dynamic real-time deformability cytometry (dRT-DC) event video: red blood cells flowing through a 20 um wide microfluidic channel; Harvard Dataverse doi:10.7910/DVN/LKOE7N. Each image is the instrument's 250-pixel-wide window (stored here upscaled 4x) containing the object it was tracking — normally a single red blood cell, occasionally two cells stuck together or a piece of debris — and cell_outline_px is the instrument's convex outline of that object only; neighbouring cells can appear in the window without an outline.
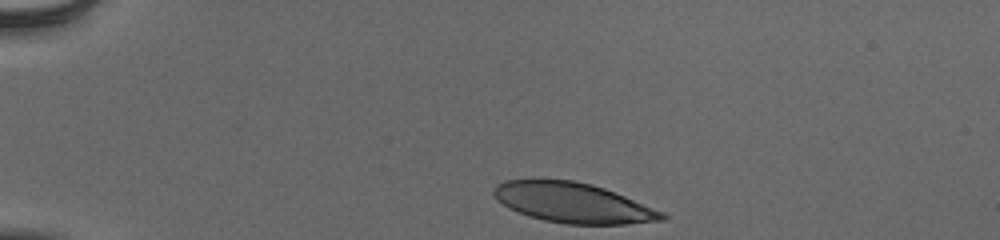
{"species": "human", "species_latin": "Homo sapiens", "temperature_condition": "cold", "stored_images_in_passage": 36, "camera_frame_rate_fps": 3000, "um_per_image_px": 0.085, "donor": {"sex": "male"}, "frame": {"image": 1, "passage_image": 1, "time_ms": 0.0, "image_size_px": [1000, 240], "cell_outline_px": [[668, 216], [664, 220], [624, 224], [564, 224], [544, 220], [528, 216], [508, 208], [496, 200], [492, 192], [496, 184], [504, 180], [572, 180], [592, 184], [604, 188], [664, 212]], "centroid_in_image_um": [48.67, 17.24], "position_along_channel_um": 36.3, "area_um2": 39.13}}
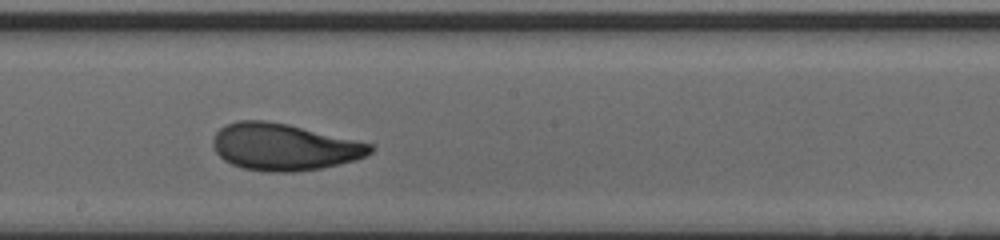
{"frame": {"image": 2, "passage_image": 21, "time_ms": 6.667, "image_size_px": [1000, 240], "cell_outline_px": [[376, 148], [368, 156], [356, 160], [320, 168], [292, 172], [268, 172], [244, 168], [232, 164], [224, 160], [216, 152], [212, 144], [212, 140], [216, 132], [224, 124], [236, 120], [264, 120], [288, 124], [356, 140], [372, 144]], "centroid_in_image_um": [24.14, 12.48], "position_along_channel_um": 224.1, "area_um2": 43.06}}
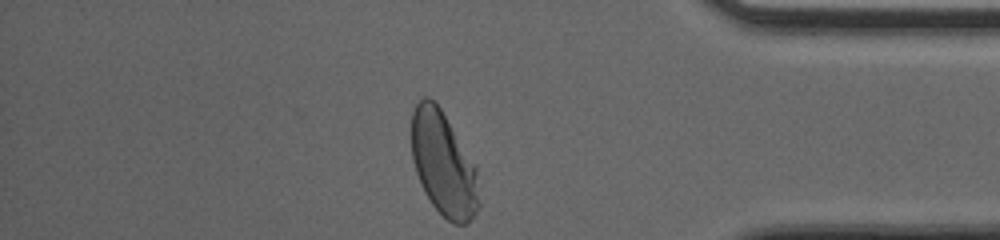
{"frame": {"image": 3, "passage_image": 36, "time_ms": 11.667, "image_size_px": [1000, 240], "cell_outline_px": [[480, 204], [476, 212], [468, 224], [452, 224], [432, 204], [424, 192], [416, 172], [412, 160], [412, 112], [416, 104], [424, 96], [428, 96], [440, 108], [476, 164]], "centroid_in_image_um": [37.71, 13.95], "position_along_channel_um": 397.5, "area_um2": 40.98}, "authors_computed_cell_mechanics": {"area_um2": 41.7894, "velocity_mm_per_s": 3.8589, "shape_relaxation_time_tau1_ms": 4.6605, "shape_relaxation_time_tau2_ms": 0.9379, "deformation_change_tau1": 0.1827, "deformation_change_tau2": 0.0707}}